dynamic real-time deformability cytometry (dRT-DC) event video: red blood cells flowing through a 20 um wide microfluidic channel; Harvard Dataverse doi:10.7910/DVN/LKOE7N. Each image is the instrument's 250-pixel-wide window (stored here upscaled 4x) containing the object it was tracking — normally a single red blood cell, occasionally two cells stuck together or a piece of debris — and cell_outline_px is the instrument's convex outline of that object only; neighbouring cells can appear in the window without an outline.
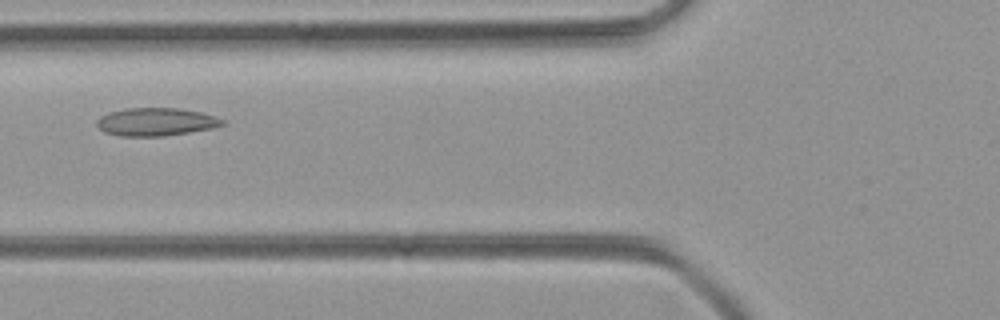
{"species": "common noctule bat (a hibernating species)", "species_latin": "Nyctalus noctula", "temperature_condition": "room temperature", "stored_images_in_passage": 44, "camera_frame_rate_fps": 3000, "um_per_image_px": 0.085, "animal": {"sex": "female", "body_mass_g": 21.9}, "frame": {"image": 1, "passage_image": 14, "time_ms": 4.333, "image_size_px": [1000, 320], "cell_outline_px": [[224, 124], [212, 128], [164, 136], [120, 136], [104, 132], [96, 124], [96, 120], [100, 116], [108, 112], [128, 108], [176, 108], [200, 112], [216, 116], [224, 120]], "centroid_in_image_um": [13.23, 10.35], "position_along_channel_um": 112.6, "area_um2": 20.4}}
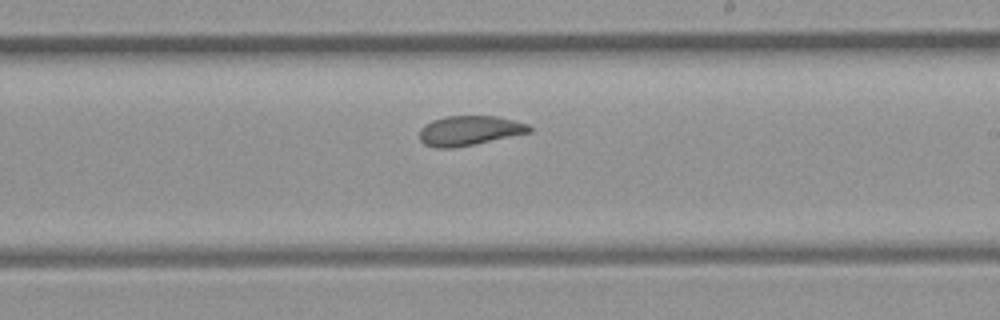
{"frame": {"image": 2, "passage_image": 24, "time_ms": 7.667, "image_size_px": [1000, 320], "cell_outline_px": [[532, 132], [476, 144], [452, 148], [436, 148], [424, 144], [420, 140], [420, 128], [424, 124], [432, 120], [444, 116], [496, 116], [528, 124], [532, 128]], "centroid_in_image_um": [39.88, 11.1], "position_along_channel_um": 249.1, "area_um2": 19.13}}
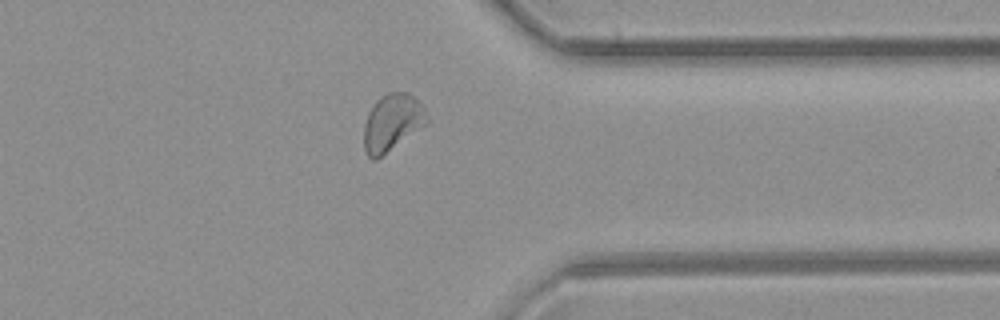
{"frame": {"image": 3, "passage_image": 34, "time_ms": 11.0, "image_size_px": [1000, 320], "cell_outline_px": [[428, 124], [376, 160], [372, 160], [368, 156], [364, 148], [364, 124], [368, 112], [376, 100], [380, 96], [388, 92], [408, 92], [424, 108], [428, 120]], "centroid_in_image_um": [33.32, 10.43], "position_along_channel_um": 378.1, "area_um2": 20.98}}